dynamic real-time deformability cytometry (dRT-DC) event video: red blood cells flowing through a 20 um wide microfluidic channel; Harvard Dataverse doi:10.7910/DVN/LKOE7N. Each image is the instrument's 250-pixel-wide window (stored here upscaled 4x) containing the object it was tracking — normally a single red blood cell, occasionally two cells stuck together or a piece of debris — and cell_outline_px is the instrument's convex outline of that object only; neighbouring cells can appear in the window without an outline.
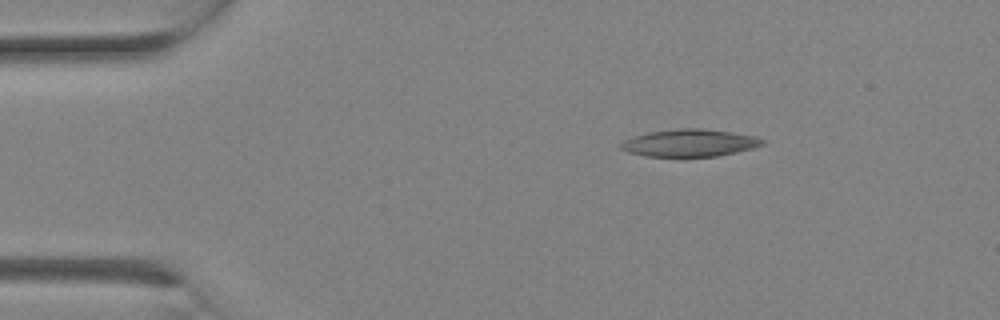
{"species": "Egyptian fruit bat (a non-hibernating species)", "species_latin": "Rousettus aegyptiacus", "temperature_condition": "room temperature", "stored_images_in_passage": 1, "camera_frame_rate_fps": 3000, "um_per_image_px": 0.085, "animal": {"sex": "female"}, "frame": {"image": 1, "passage_image": 1, "time_ms": 0.0, "image_size_px": [1000, 320], "cell_outline_px": [[764, 144], [752, 148], [736, 152], [716, 156], [644, 156], [628, 152], [620, 148], [620, 144], [624, 140], [648, 132], [676, 128], [700, 128], [732, 132], [756, 136], [764, 140]], "centroid_in_image_um": [58.62, 12.14], "position_along_channel_um": 26.4, "area_um2": 22.43}}